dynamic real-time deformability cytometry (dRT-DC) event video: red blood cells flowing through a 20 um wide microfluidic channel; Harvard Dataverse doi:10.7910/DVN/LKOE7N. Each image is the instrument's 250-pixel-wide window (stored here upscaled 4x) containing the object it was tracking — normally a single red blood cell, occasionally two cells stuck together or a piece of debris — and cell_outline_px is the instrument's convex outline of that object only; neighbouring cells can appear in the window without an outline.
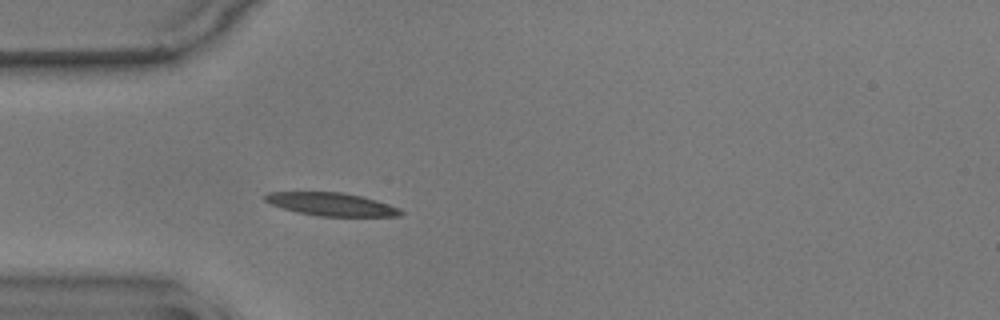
{"species": "common noctule bat (a hibernating species)", "species_latin": "Nyctalus noctula", "temperature_condition": "warm", "stored_images_in_passage": 7, "camera_frame_rate_fps": 3000, "um_per_image_px": 0.085, "animal": {"sex": "male", "body_mass_g": 17.9}, "frame": {"image": 1, "passage_image": 3, "time_ms": 0.667, "image_size_px": [1000, 320], "cell_outline_px": [[404, 212], [400, 216], [316, 216], [296, 212], [272, 204], [264, 200], [264, 196], [268, 192], [340, 192], [360, 196], [376, 200], [400, 208]], "centroid_in_image_um": [28.18, 17.36], "position_along_channel_um": 56.8, "area_um2": 18.09}}